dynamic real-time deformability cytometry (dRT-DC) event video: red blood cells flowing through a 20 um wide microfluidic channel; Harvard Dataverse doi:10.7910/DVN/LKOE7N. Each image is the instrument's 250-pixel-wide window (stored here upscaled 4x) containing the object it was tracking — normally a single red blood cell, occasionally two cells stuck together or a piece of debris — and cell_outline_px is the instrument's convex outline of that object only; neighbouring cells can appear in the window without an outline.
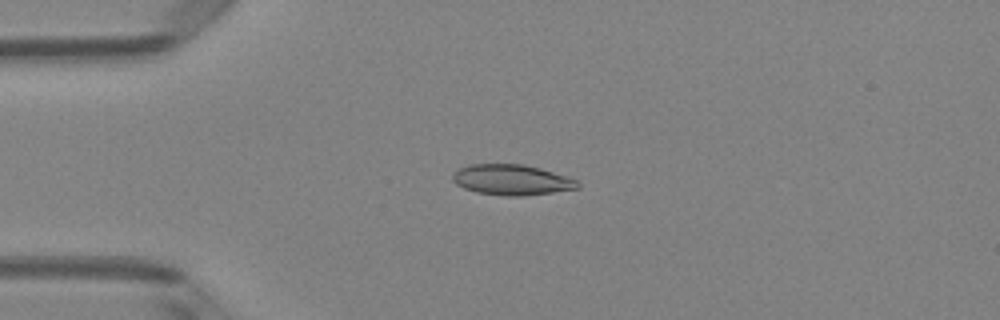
{"species": "Egyptian fruit bat (a non-hibernating species)", "species_latin": "Rousettus aegyptiacus", "temperature_condition": "room temperature", "stored_images_in_passage": 51, "camera_frame_rate_fps": 3000, "um_per_image_px": 0.085, "animal": {"sex": "female"}, "frame": {"image": 1, "passage_image": 13, "time_ms": 4.0, "image_size_px": [1000, 320], "cell_outline_px": [[580, 188], [524, 196], [508, 196], [476, 192], [464, 188], [456, 184], [452, 180], [452, 176], [460, 168], [468, 164], [524, 164], [540, 168], [576, 180], [580, 184]], "centroid_in_image_um": [43.48, 15.29], "position_along_channel_um": 41.5, "area_um2": 22.08}}
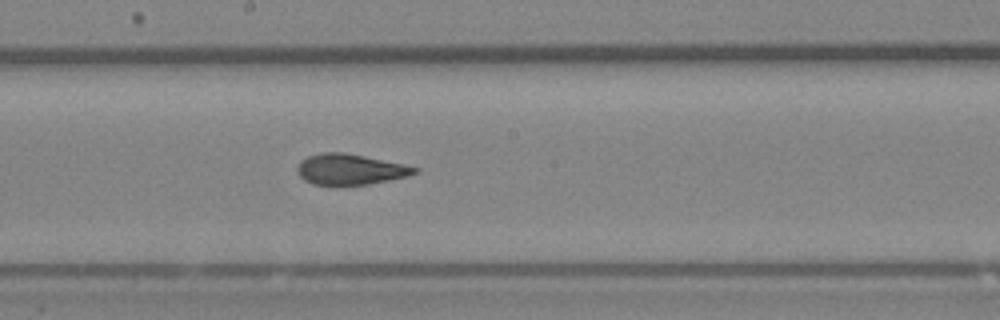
{"frame": {"image": 2, "passage_image": 28, "time_ms": 9.0, "image_size_px": [1000, 320], "cell_outline_px": [[420, 168], [416, 172], [408, 176], [368, 184], [312, 184], [304, 180], [296, 172], [296, 168], [300, 160], [308, 156], [320, 152], [344, 152], [404, 164]], "centroid_in_image_um": [29.73, 14.38], "position_along_channel_um": 218.5, "area_um2": 20.87}}
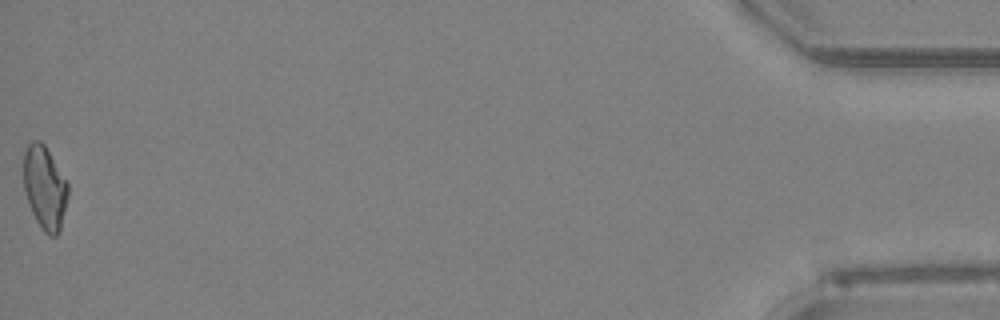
{"frame": {"image": 3, "passage_image": 51, "time_ms": 16.667, "image_size_px": [1000, 320], "cell_outline_px": [[68, 196], [60, 232], [56, 236], [48, 236], [44, 232], [36, 220], [28, 204], [24, 188], [24, 152], [28, 144], [32, 140], [40, 140], [44, 144], [68, 180]], "centroid_in_image_um": [3.82, 15.95], "position_along_channel_um": 431.4, "area_um2": 21.85}, "authors_computed_cell_mechanics": {"area_um2": 21.7328, "velocity_mm_per_s": 4.0551, "shape_relaxation_time_tau1_ms": 5.3623, "shape_relaxation_time_tau2_ms": 1.5499, "deformation_change_tau1": 0.1498, "deformation_change_tau2": 0.0807}}